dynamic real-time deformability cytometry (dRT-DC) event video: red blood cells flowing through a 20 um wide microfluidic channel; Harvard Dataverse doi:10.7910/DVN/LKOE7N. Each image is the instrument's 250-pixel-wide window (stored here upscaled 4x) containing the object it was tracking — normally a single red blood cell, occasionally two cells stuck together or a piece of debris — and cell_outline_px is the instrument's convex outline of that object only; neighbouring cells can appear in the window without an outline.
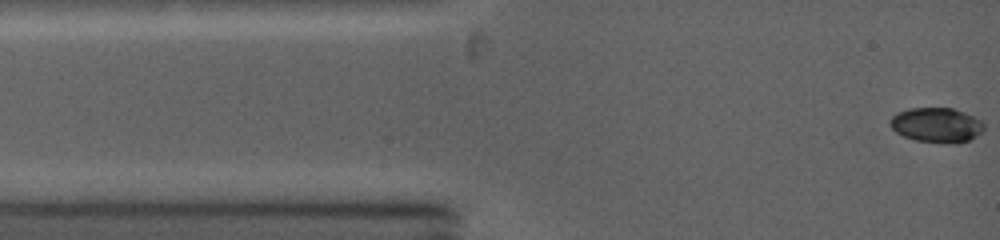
{"species": "common noctule bat (a hibernating species)", "species_latin": "Nyctalus noctula", "temperature_condition": "warm", "stored_images_in_passage": 40, "camera_frame_rate_fps": 5000, "um_per_image_px": 0.085, "animal": {"sex": "female", "body_mass_g": 19.0, "forearm_length_mm": 53.3}, "frame": {"image": 1, "passage_image": 1, "time_ms": 0.0, "image_size_px": [1000, 240], "cell_outline_px": [[984, 128], [976, 136], [968, 140], [944, 144], [916, 140], [904, 136], [896, 132], [888, 124], [888, 120], [896, 112], [908, 108], [952, 108], [964, 112], [980, 120], [984, 124]], "centroid_in_image_um": [79.55, 10.62], "position_along_channel_um": 5.4, "area_um2": 19.02}}
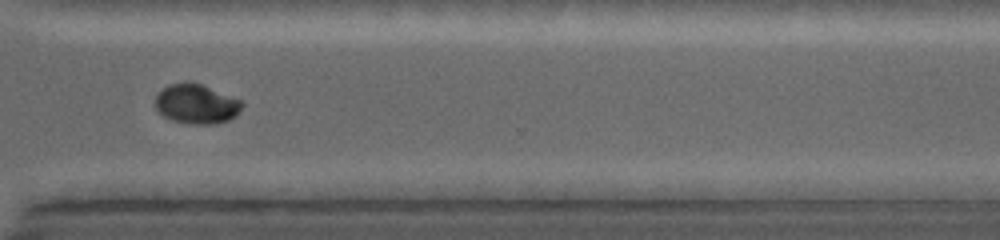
{"frame": {"image": 2, "passage_image": 31, "time_ms": 9.6, "image_size_px": [1000, 240], "cell_outline_px": [[244, 104], [236, 116], [228, 120], [216, 124], [188, 124], [172, 120], [164, 116], [156, 108], [156, 92], [168, 84], [184, 80], [188, 80], [200, 84], [240, 100]], "centroid_in_image_um": [16.66, 8.82], "position_along_channel_um": 353.9, "area_um2": 20.17}}
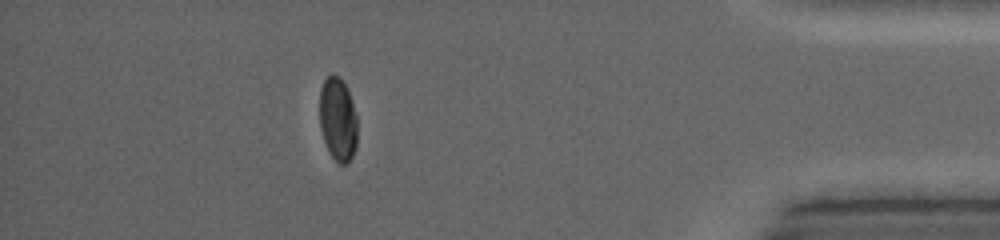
{"frame": {"image": 3, "passage_image": 34, "time_ms": 12.0, "image_size_px": [1000, 240], "cell_outline_px": [[356, 148], [348, 164], [340, 164], [332, 156], [324, 140], [320, 128], [320, 88], [324, 80], [332, 72], [340, 76], [348, 92], [356, 116]], "centroid_in_image_um": [28.7, 10.12], "position_along_channel_um": 406.5, "area_um2": 18.21}, "authors_computed_cell_mechanics": {"area_um2": 20.519, "velocity_mm_per_s": 4.2505, "shape_relaxation_time_tau1_ms": 10.0816, "shape_relaxation_time_tau2_ms": 1.4288, "deformation_change_tau1": 0.27, "deformation_change_tau2": 0.0131}}